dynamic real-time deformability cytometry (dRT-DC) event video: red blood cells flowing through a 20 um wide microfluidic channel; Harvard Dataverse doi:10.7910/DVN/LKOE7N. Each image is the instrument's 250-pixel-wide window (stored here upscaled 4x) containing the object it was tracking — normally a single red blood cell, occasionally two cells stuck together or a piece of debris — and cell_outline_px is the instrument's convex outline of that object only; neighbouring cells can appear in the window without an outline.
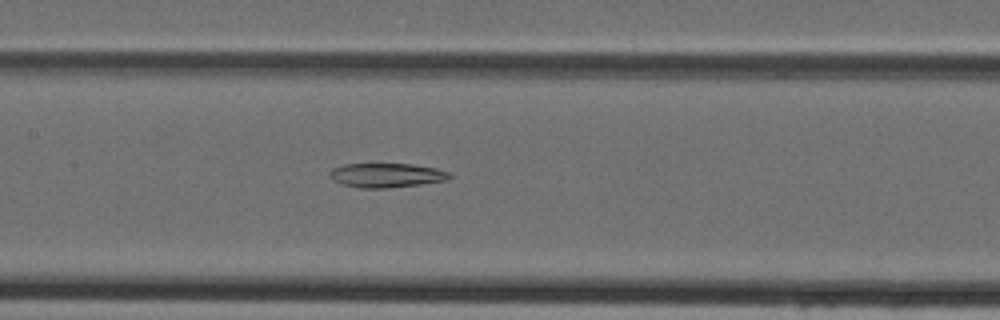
{"species": "Egyptian fruit bat (a non-hibernating species)", "species_latin": "Rousettus aegyptiacus", "temperature_condition": "cold", "stored_images_in_passage": 38, "camera_frame_rate_fps": 3000, "um_per_image_px": 0.085, "animal": {"sex": "female"}, "frame": {"image": 1, "passage_image": 14, "time_ms": 4.333, "image_size_px": [1000, 320], "cell_outline_px": [[452, 176], [448, 180], [420, 184], [388, 188], [360, 188], [340, 184], [332, 180], [328, 172], [332, 168], [344, 164], [412, 164], [436, 168], [448, 172]], "centroid_in_image_um": [32.81, 14.9], "position_along_channel_um": 174.6, "area_um2": 17.05}}
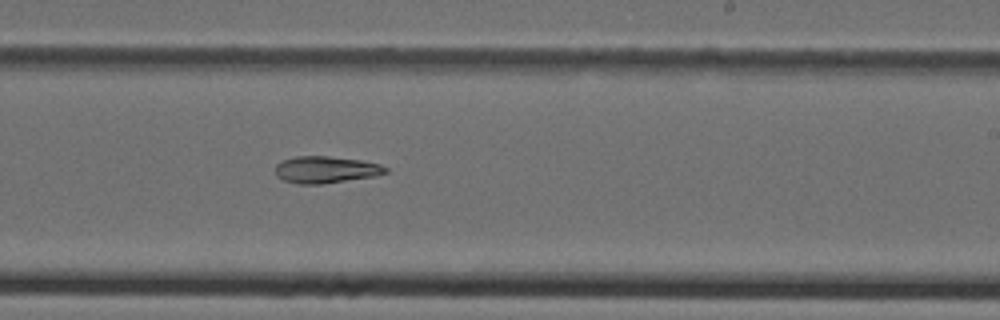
{"frame": {"image": 2, "passage_image": 20, "time_ms": 6.333, "image_size_px": [1000, 320], "cell_outline_px": [[388, 172], [376, 176], [320, 184], [296, 184], [284, 180], [276, 176], [276, 164], [280, 160], [296, 156], [328, 156], [360, 160], [380, 164], [388, 168]], "centroid_in_image_um": [27.68, 14.42], "position_along_channel_um": 261.3, "area_um2": 17.34}}
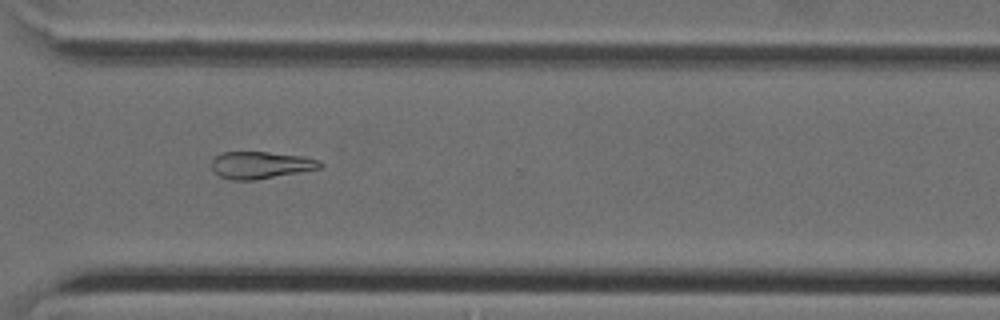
{"frame": {"image": 3, "passage_image": 26, "time_ms": 8.333, "image_size_px": [1000, 320], "cell_outline_px": [[324, 164], [320, 168], [300, 172], [256, 180], [232, 180], [220, 176], [212, 168], [212, 160], [220, 152], [268, 152], [304, 156], [316, 160]], "centroid_in_image_um": [22.15, 14.03], "position_along_channel_um": 348.4, "area_um2": 17.05}}